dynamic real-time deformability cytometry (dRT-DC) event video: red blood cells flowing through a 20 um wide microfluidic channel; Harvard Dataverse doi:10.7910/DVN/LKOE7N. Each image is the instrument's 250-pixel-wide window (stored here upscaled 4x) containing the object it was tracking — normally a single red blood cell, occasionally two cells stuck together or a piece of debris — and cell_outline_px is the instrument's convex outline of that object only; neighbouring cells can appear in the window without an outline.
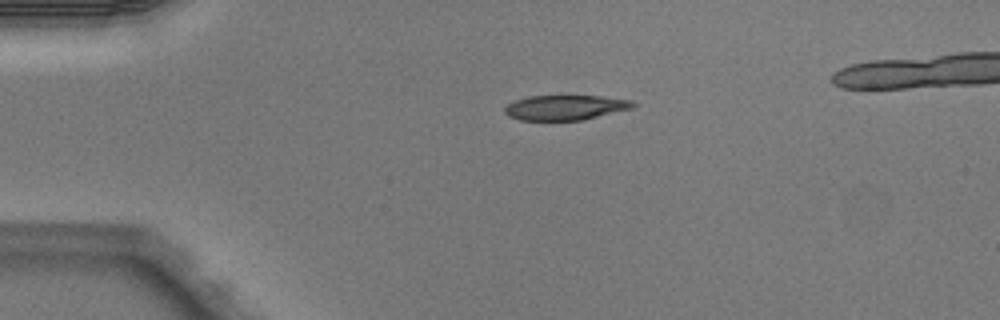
{"species": "Egyptian fruit bat (a non-hibernating species)", "species_latin": "Rousettus aegyptiacus", "temperature_condition": "warm", "stored_images_in_passage": 2, "camera_frame_rate_fps": 3000, "um_per_image_px": 0.085, "animal": {"sex": "male"}, "frame": {"image": 1, "passage_image": 1, "time_ms": 0.0, "image_size_px": [1000, 320], "cell_outline_px": [[636, 104], [632, 108], [584, 120], [520, 120], [508, 116], [504, 112], [504, 108], [508, 104], [516, 100], [528, 96], [600, 96], [632, 100]], "centroid_in_image_um": [48.05, 9.14], "position_along_channel_um": 37.0, "area_um2": 18.61}}